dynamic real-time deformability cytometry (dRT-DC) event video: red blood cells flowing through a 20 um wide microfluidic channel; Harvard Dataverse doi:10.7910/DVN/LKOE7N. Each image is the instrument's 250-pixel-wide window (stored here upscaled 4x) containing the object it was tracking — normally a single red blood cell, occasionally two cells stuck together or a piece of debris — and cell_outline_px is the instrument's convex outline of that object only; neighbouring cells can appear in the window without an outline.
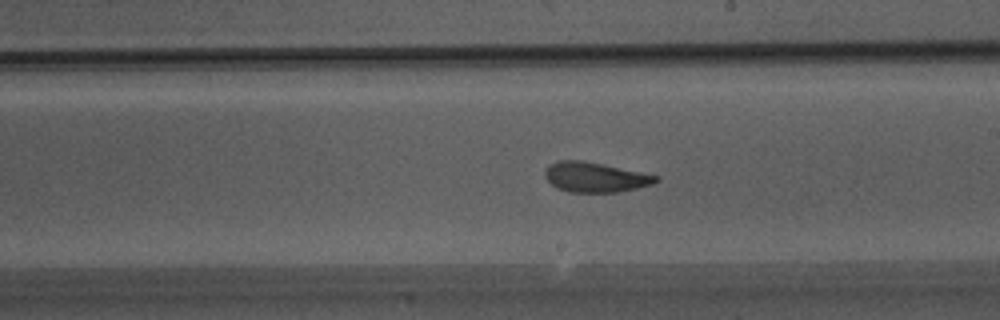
{"species": "Egyptian fruit bat (a non-hibernating species)", "species_latin": "Rousettus aegyptiacus", "temperature_condition": "warm", "stored_images_in_passage": 34, "camera_frame_rate_fps": 3000, "um_per_image_px": 0.085, "animal": {"sex": "male"}, "frame": {"image": 1, "passage_image": 14, "time_ms": 4.333, "image_size_px": [1000, 320], "cell_outline_px": [[660, 180], [652, 184], [620, 192], [568, 192], [556, 188], [544, 176], [544, 172], [548, 164], [560, 160], [580, 160], [660, 176]], "centroid_in_image_um": [50.56, 15.07], "position_along_channel_um": 238.4, "area_um2": 19.25}}
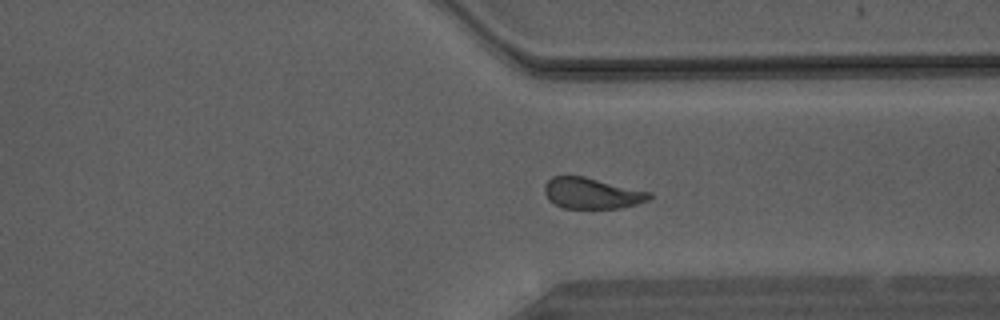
{"frame": {"image": 2, "passage_image": 22, "time_ms": 7.0, "image_size_px": [1000, 320], "cell_outline_px": [[652, 196], [648, 200], [636, 204], [620, 208], [564, 208], [548, 200], [544, 192], [544, 184], [552, 176], [584, 176], [652, 192]], "centroid_in_image_um": [50.3, 16.42], "position_along_channel_um": 361.1, "area_um2": 18.96}}
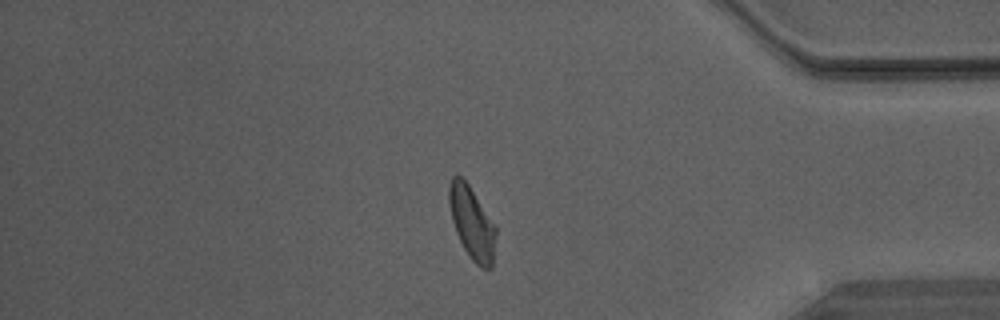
{"frame": {"image": 3, "passage_image": 26, "time_ms": 8.333, "image_size_px": [1000, 320], "cell_outline_px": [[496, 236], [492, 268], [480, 268], [472, 260], [464, 248], [456, 232], [452, 220], [448, 200], [448, 188], [452, 176], [456, 172], [468, 184], [496, 224]], "centroid_in_image_um": [40.12, 18.92], "position_along_channel_um": 395.1, "area_um2": 19.94}}